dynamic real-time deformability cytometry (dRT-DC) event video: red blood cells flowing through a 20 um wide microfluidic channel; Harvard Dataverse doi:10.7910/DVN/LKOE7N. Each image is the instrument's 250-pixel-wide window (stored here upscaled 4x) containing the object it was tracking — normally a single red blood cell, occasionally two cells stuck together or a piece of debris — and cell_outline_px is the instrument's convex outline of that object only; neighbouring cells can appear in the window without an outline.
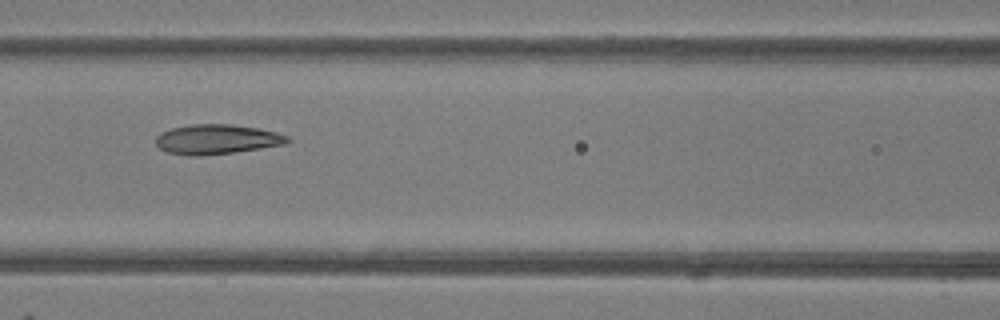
{"species": "common noctule bat (a hibernating species)", "species_latin": "Nyctalus noctula", "temperature_condition": "room temperature", "stored_images_in_passage": 8, "camera_frame_rate_fps": 3000, "um_per_image_px": 0.085, "animal": {"sex": "female"}, "frame": {"image": 1, "passage_image": 7, "time_ms": 7.667, "image_size_px": [1000, 320], "cell_outline_px": [[292, 140], [284, 144], [260, 148], [232, 152], [200, 156], [188, 156], [168, 152], [160, 148], [156, 144], [156, 136], [160, 132], [172, 128], [192, 124], [232, 124], [256, 128], [276, 132], [288, 136]], "centroid_in_image_um": [18.4, 11.84], "position_along_channel_um": 148.2, "area_um2": 22.72}}
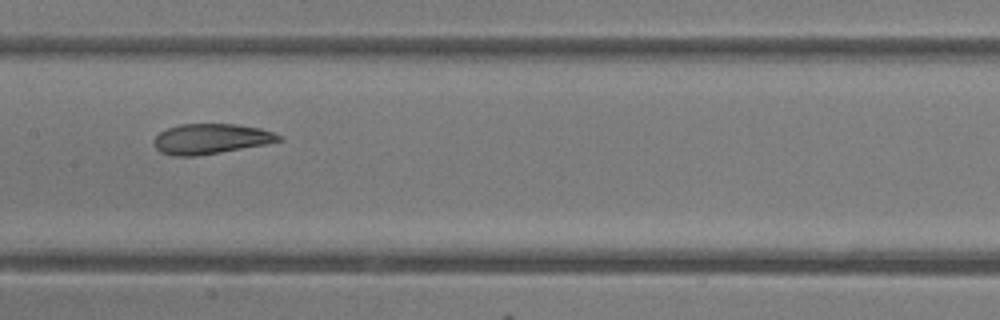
{"frame": {"image": 2, "passage_image": 8, "time_ms": 8.667, "image_size_px": [1000, 320], "cell_outline_px": [[284, 140], [264, 144], [220, 152], [196, 156], [172, 156], [160, 152], [156, 148], [156, 136], [160, 132], [168, 128], [180, 124], [236, 124], [260, 128], [272, 132], [280, 136]], "centroid_in_image_um": [17.92, 11.8], "position_along_channel_um": 189.5, "area_um2": 21.68}}